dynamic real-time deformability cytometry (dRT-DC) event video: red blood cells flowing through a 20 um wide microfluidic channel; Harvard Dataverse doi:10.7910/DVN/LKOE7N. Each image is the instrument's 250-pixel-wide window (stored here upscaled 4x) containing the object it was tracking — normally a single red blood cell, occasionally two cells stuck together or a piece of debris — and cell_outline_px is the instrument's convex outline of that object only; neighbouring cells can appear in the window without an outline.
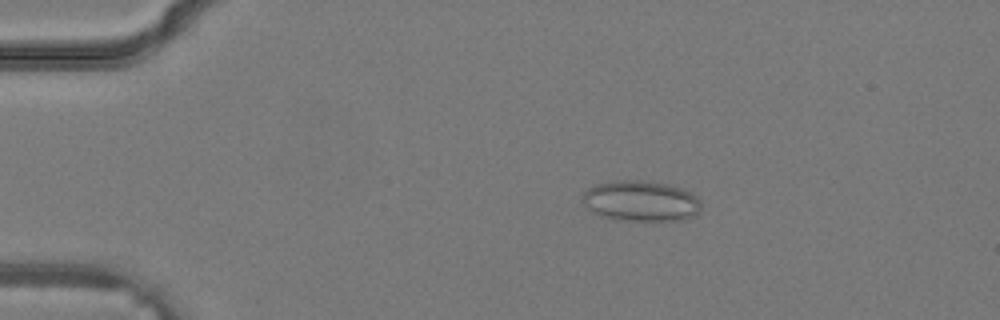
{"species": "common noctule bat (a hibernating species)", "species_latin": "Nyctalus noctula", "temperature_condition": "warm", "stored_images_in_passage": 35, "camera_frame_rate_fps": 3000, "um_per_image_px": 0.085, "animal": {"sex": "male", "body_mass_g": 19.2, "forearm_length_mm": 51.8}, "frame": {"image": 1, "passage_image": 7, "time_ms": 2.0, "image_size_px": [1000, 320], "cell_outline_px": [[700, 208], [696, 216], [684, 220], [616, 220], [600, 216], [588, 208], [584, 204], [580, 196], [588, 188], [596, 184], [624, 180], [636, 180], [668, 184], [692, 192], [700, 200]], "centroid_in_image_um": [54.48, 17.09], "position_along_channel_um": 30.5, "area_um2": 28.15}}
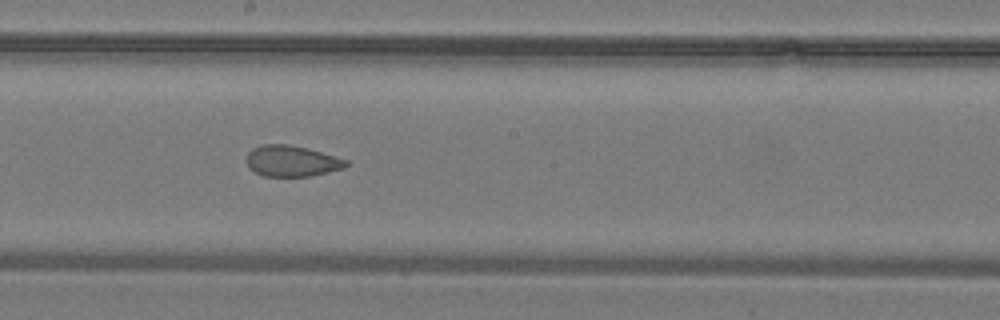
{"frame": {"image": 2, "passage_image": 20, "time_ms": 6.333, "image_size_px": [1000, 320], "cell_outline_px": [[348, 164], [344, 168], [308, 176], [264, 176], [248, 168], [244, 160], [248, 152], [252, 148], [260, 144], [288, 144], [320, 152], [348, 160]], "centroid_in_image_um": [24.72, 13.68], "position_along_channel_um": 223.5, "area_um2": 17.92}}
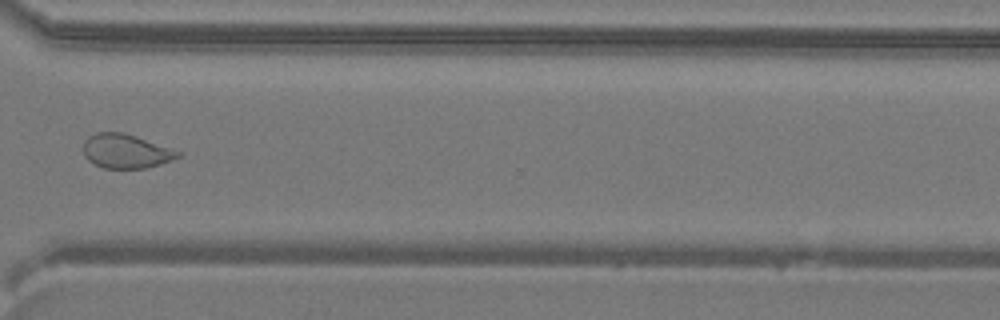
{"frame": {"image": 3, "passage_image": 27, "time_ms": 8.667, "image_size_px": [1000, 320], "cell_outline_px": [[180, 156], [172, 160], [160, 164], [144, 168], [104, 168], [88, 160], [84, 156], [84, 140], [88, 136], [96, 132], [120, 132], [136, 136], [180, 152]], "centroid_in_image_um": [10.66, 12.85], "position_along_channel_um": 359.9, "area_um2": 18.55}}